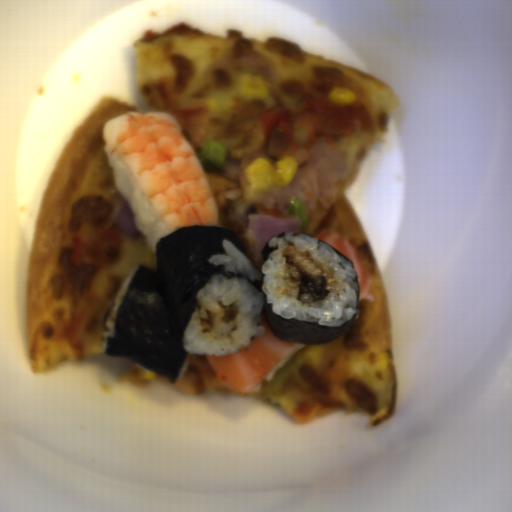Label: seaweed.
<instances>
[{
  "label": "seaweed",
  "mask_w": 512,
  "mask_h": 512,
  "mask_svg": "<svg viewBox=\"0 0 512 512\" xmlns=\"http://www.w3.org/2000/svg\"><path fill=\"white\" fill-rule=\"evenodd\" d=\"M229 241L246 259L248 252L238 232L220 225H184L157 240L155 266L138 265L121 298L114 330L105 339V356L128 359L144 369L176 383L190 352L185 347L186 329L194 313L203 309L198 298L215 275L243 279L263 293L261 313L273 336L283 342L318 345L335 342L348 332L360 309V280L355 272V311L340 325L320 324V316L282 317L267 302L262 280L224 271V265L208 262L223 254L222 240Z\"/></svg>",
  "instance_id": "obj_1"
},
{
  "label": "seaweed",
  "mask_w": 512,
  "mask_h": 512,
  "mask_svg": "<svg viewBox=\"0 0 512 512\" xmlns=\"http://www.w3.org/2000/svg\"><path fill=\"white\" fill-rule=\"evenodd\" d=\"M278 249H280V244H270L269 241L265 244L264 248L260 251L264 264L269 260L271 254Z\"/></svg>",
  "instance_id": "obj_2"
},
{
  "label": "seaweed",
  "mask_w": 512,
  "mask_h": 512,
  "mask_svg": "<svg viewBox=\"0 0 512 512\" xmlns=\"http://www.w3.org/2000/svg\"><path fill=\"white\" fill-rule=\"evenodd\" d=\"M316 242H317L318 244H319V243H324V244H326V245H327L328 247H330V248H331V249H332L336 254H338L339 256H341V257L345 258L346 260H348V261H349V263H350V265H351L352 267L354 266V264H353V261H352V260H350V259H349L345 254H343L342 252H340L339 250H337V249H336L334 246H332L330 243H328V242H326V241H324V240H319V239H318Z\"/></svg>",
  "instance_id": "obj_3"
},
{
  "label": "seaweed",
  "mask_w": 512,
  "mask_h": 512,
  "mask_svg": "<svg viewBox=\"0 0 512 512\" xmlns=\"http://www.w3.org/2000/svg\"><path fill=\"white\" fill-rule=\"evenodd\" d=\"M285 236H286V232L284 231V232L277 234L276 239H283Z\"/></svg>",
  "instance_id": "obj_4"
}]
</instances>
